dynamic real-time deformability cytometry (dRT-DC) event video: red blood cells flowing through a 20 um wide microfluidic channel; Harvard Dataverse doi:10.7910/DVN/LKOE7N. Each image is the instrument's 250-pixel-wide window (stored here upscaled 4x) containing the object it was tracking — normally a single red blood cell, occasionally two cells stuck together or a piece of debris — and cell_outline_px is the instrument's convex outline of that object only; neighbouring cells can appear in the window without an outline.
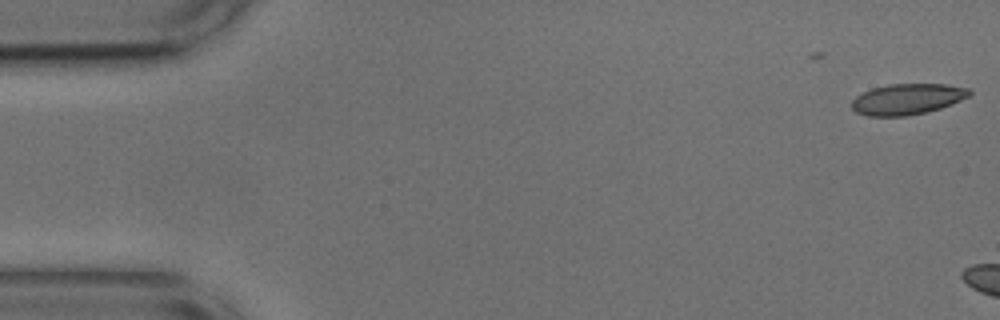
{"species": "common noctule bat (a hibernating species)", "species_latin": "Nyctalus noctula", "temperature_condition": "cold", "stored_images_in_passage": 5, "camera_frame_rate_fps": 3000, "um_per_image_px": 0.085, "animal": {"sex": "male", "body_mass_g": 17.9, "forearm_length_mm": 54.2}, "frame": {"image": 1, "passage_image": 1, "time_ms": 0.0, "image_size_px": [1000, 320], "cell_outline_px": [[972, 92], [968, 96], [960, 100], [940, 108], [924, 112], [904, 116], [868, 116], [856, 112], [852, 108], [852, 100], [856, 96], [872, 88], [888, 84], [944, 84], [968, 88]], "centroid_in_image_um": [77.09, 8.42], "position_along_channel_um": 7.9, "area_um2": 20.92}}